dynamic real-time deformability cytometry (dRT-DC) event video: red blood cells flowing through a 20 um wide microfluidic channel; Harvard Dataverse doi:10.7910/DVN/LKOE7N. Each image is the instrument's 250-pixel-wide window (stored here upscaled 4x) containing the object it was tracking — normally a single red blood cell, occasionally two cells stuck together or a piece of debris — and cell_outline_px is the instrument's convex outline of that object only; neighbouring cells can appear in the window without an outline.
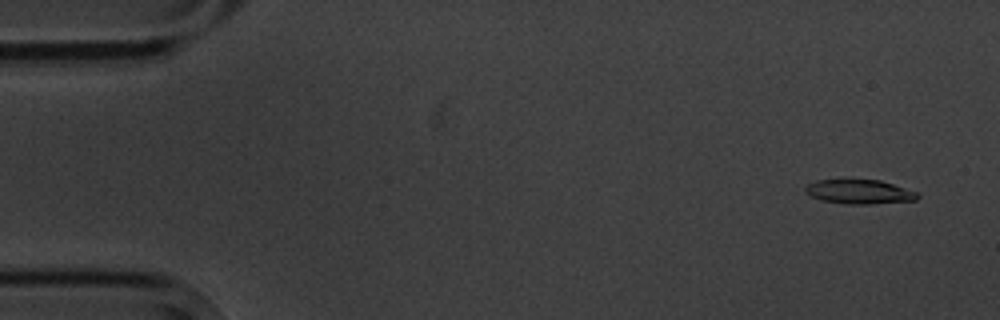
{"species": "common noctule bat (a hibernating species)", "species_latin": "Nyctalus noctula", "temperature_condition": "cold", "stored_images_in_passage": 5, "camera_frame_rate_fps": 3000, "um_per_image_px": 0.085, "animal": {"sex": "male", "body_mass_g": 20.1, "forearm_length_mm": 53.5}, "frame": {"image": 1, "passage_image": 1, "time_ms": 0.0, "image_size_px": [1000, 320], "cell_outline_px": [[920, 196], [916, 200], [872, 204], [848, 204], [820, 200], [804, 192], [804, 188], [808, 184], [816, 180], [880, 180], [920, 192]], "centroid_in_image_um": [73.08, 16.3], "position_along_channel_um": 11.9, "area_um2": 15.95}}
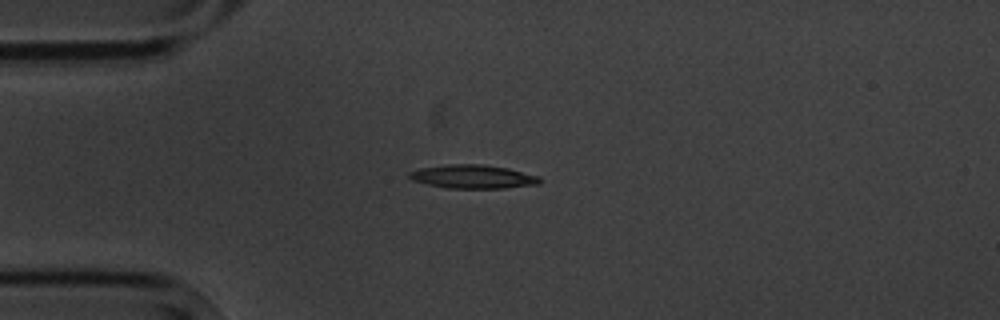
{"frame": {"image": 2, "passage_image": 4, "time_ms": 3.667, "image_size_px": [1000, 320], "cell_outline_px": [[540, 184], [504, 188], [448, 188], [428, 184], [412, 180], [408, 176], [408, 172], [420, 168], [452, 164], [480, 164], [508, 168], [540, 176]], "centroid_in_image_um": [40.21, 15.01], "position_along_channel_um": 44.8, "area_um2": 17.86}}